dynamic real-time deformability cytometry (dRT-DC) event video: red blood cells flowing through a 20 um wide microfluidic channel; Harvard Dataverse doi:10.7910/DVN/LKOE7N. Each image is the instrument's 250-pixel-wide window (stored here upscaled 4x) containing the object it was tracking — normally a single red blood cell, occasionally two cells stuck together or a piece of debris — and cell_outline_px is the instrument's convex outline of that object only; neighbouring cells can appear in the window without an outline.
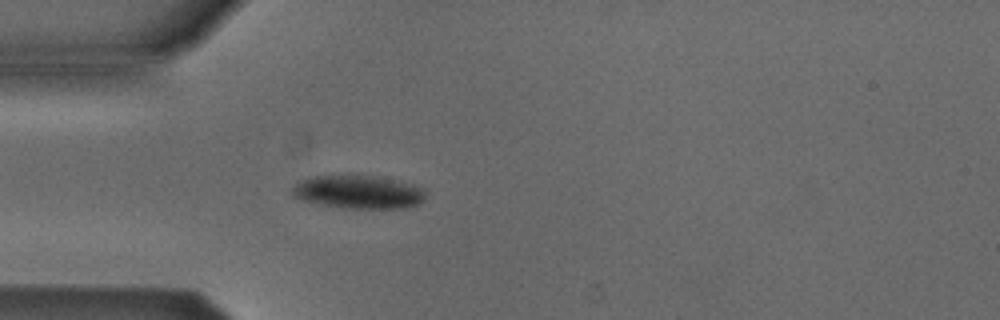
{"species": "Egyptian fruit bat (a non-hibernating species)", "species_latin": "Rousettus aegyptiacus", "temperature_condition": "cold", "stored_images_in_passage": 44, "camera_frame_rate_fps": 3000, "um_per_image_px": 0.085, "animal": {"sex": "male"}, "frame": {"image": 1, "passage_image": 6, "time_ms": 1.667, "image_size_px": [1000, 320], "cell_outline_px": [[424, 200], [420, 204], [404, 208], [340, 208], [300, 200], [292, 196], [292, 184], [308, 176], [348, 172], [376, 176], [412, 184], [424, 188]], "centroid_in_image_um": [30.37, 16.27], "position_along_channel_um": 54.6, "area_um2": 26.99}}
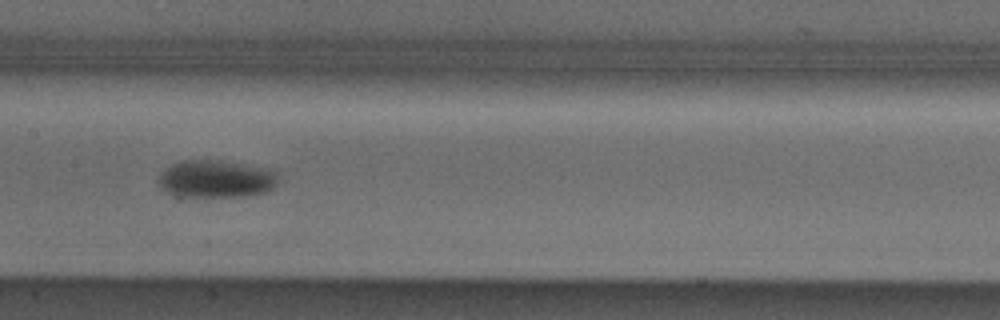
{"frame": {"image": 2, "passage_image": 17, "time_ms": 5.333, "image_size_px": [1000, 320], "cell_outline_px": [[280, 180], [268, 192], [244, 196], [188, 196], [168, 192], [160, 188], [160, 176], [164, 168], [180, 160], [220, 160], [272, 168], [280, 176]], "centroid_in_image_um": [18.45, 15.18], "position_along_channel_um": 188.9, "area_um2": 26.36}}
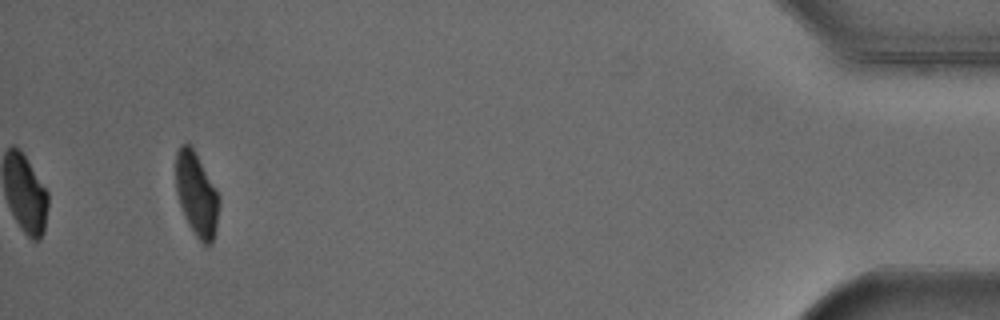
{"frame": {"image": 3, "passage_image": 41, "time_ms": 13.333, "image_size_px": [1000, 320], "cell_outline_px": [[220, 204], [216, 228], [212, 244], [204, 244], [196, 236], [188, 224], [184, 216], [176, 192], [176, 152], [180, 144], [188, 144], [192, 148], [220, 196]], "centroid_in_image_um": [16.71, 16.55], "position_along_channel_um": 418.5, "area_um2": 20.87}, "authors_computed_cell_mechanics": {"area_um2": 24.3627, "velocity_mm_per_s": 3.8463, "shape_relaxation_time_tau1_ms": 3.0484, "shape_relaxation_time_tau2_ms": null, "deformation_change_tau1": 0.0912, "deformation_change_tau2": null}}